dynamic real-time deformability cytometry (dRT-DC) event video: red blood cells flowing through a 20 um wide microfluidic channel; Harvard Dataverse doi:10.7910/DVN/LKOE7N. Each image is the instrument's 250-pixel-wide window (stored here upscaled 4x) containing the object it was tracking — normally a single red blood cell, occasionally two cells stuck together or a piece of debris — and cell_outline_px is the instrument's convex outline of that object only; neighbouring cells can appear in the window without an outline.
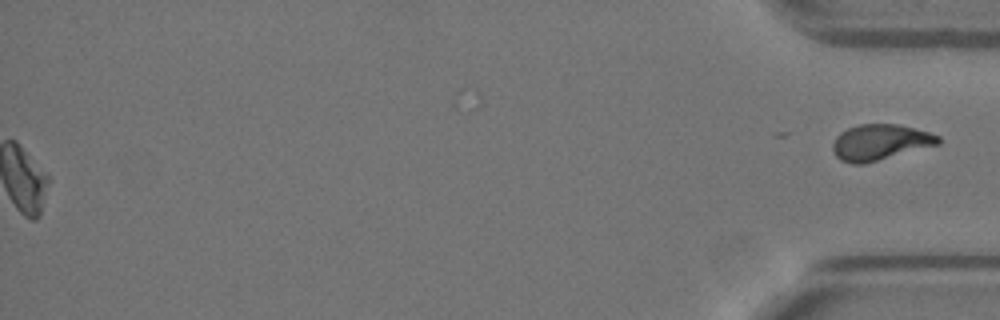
{"species": "Egyptian fruit bat (a non-hibernating species)", "species_latin": "Rousettus aegyptiacus", "temperature_condition": "warm", "stored_images_in_passage": 51, "segment_of_instrument_passage": [2, 2], "camera_frame_rate_fps": 3000, "um_per_image_px": 0.085, "animal": {"sex": "female"}, "frame": {"image": 1, "passage_image": 51, "time_ms": 16.667, "image_size_px": [1000, 320], "cell_outline_px": [[940, 144], [864, 164], [852, 164], [840, 160], [836, 156], [832, 148], [832, 144], [836, 136], [840, 132], [848, 128], [860, 124], [896, 124], [928, 132], [940, 136]], "centroid_in_image_um": [74.78, 12.1], "position_along_channel_um": 360.4, "area_um2": 21.96}}